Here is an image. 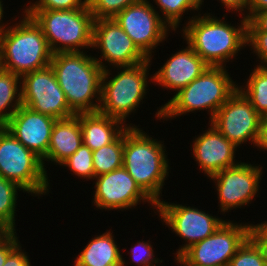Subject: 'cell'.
<instances>
[{"instance_id": "obj_1", "label": "cell", "mask_w": 267, "mask_h": 266, "mask_svg": "<svg viewBox=\"0 0 267 266\" xmlns=\"http://www.w3.org/2000/svg\"><path fill=\"white\" fill-rule=\"evenodd\" d=\"M101 60L81 52L53 54L50 66L65 94L69 108L75 113L98 112L100 103L93 104L98 96L101 101V79L106 66Z\"/></svg>"}, {"instance_id": "obj_2", "label": "cell", "mask_w": 267, "mask_h": 266, "mask_svg": "<svg viewBox=\"0 0 267 266\" xmlns=\"http://www.w3.org/2000/svg\"><path fill=\"white\" fill-rule=\"evenodd\" d=\"M22 20L0 34V67L20 77L49 66L53 56L41 27L27 14Z\"/></svg>"}, {"instance_id": "obj_3", "label": "cell", "mask_w": 267, "mask_h": 266, "mask_svg": "<svg viewBox=\"0 0 267 266\" xmlns=\"http://www.w3.org/2000/svg\"><path fill=\"white\" fill-rule=\"evenodd\" d=\"M137 127L124 131L123 167L157 204L168 170L163 145Z\"/></svg>"}, {"instance_id": "obj_4", "label": "cell", "mask_w": 267, "mask_h": 266, "mask_svg": "<svg viewBox=\"0 0 267 266\" xmlns=\"http://www.w3.org/2000/svg\"><path fill=\"white\" fill-rule=\"evenodd\" d=\"M240 28L214 17L193 18L183 30L187 44L211 67H223L222 62L247 44V22L243 17ZM241 47V48H240Z\"/></svg>"}, {"instance_id": "obj_5", "label": "cell", "mask_w": 267, "mask_h": 266, "mask_svg": "<svg viewBox=\"0 0 267 266\" xmlns=\"http://www.w3.org/2000/svg\"><path fill=\"white\" fill-rule=\"evenodd\" d=\"M238 88L224 67L209 66L158 111L157 117H173L199 109H210L211 120L218 109Z\"/></svg>"}, {"instance_id": "obj_6", "label": "cell", "mask_w": 267, "mask_h": 266, "mask_svg": "<svg viewBox=\"0 0 267 266\" xmlns=\"http://www.w3.org/2000/svg\"><path fill=\"white\" fill-rule=\"evenodd\" d=\"M24 13L41 27L53 54L80 52L79 47H92L95 19L88 4L75 10H25Z\"/></svg>"}, {"instance_id": "obj_7", "label": "cell", "mask_w": 267, "mask_h": 266, "mask_svg": "<svg viewBox=\"0 0 267 266\" xmlns=\"http://www.w3.org/2000/svg\"><path fill=\"white\" fill-rule=\"evenodd\" d=\"M43 161L19 142L4 126L0 127V176L31 194L48 192Z\"/></svg>"}, {"instance_id": "obj_8", "label": "cell", "mask_w": 267, "mask_h": 266, "mask_svg": "<svg viewBox=\"0 0 267 266\" xmlns=\"http://www.w3.org/2000/svg\"><path fill=\"white\" fill-rule=\"evenodd\" d=\"M151 59L134 66H123V71L111 78L109 72L103 70L101 79V101L98 112L120 120L121 122L138 107L146 94L147 69Z\"/></svg>"}, {"instance_id": "obj_9", "label": "cell", "mask_w": 267, "mask_h": 266, "mask_svg": "<svg viewBox=\"0 0 267 266\" xmlns=\"http://www.w3.org/2000/svg\"><path fill=\"white\" fill-rule=\"evenodd\" d=\"M251 226L225 221L212 235L191 245L180 257L191 266H228L237 250L251 236Z\"/></svg>"}, {"instance_id": "obj_10", "label": "cell", "mask_w": 267, "mask_h": 266, "mask_svg": "<svg viewBox=\"0 0 267 266\" xmlns=\"http://www.w3.org/2000/svg\"><path fill=\"white\" fill-rule=\"evenodd\" d=\"M22 105L55 119L76 115L66 101L52 67L35 70L21 76Z\"/></svg>"}, {"instance_id": "obj_11", "label": "cell", "mask_w": 267, "mask_h": 266, "mask_svg": "<svg viewBox=\"0 0 267 266\" xmlns=\"http://www.w3.org/2000/svg\"><path fill=\"white\" fill-rule=\"evenodd\" d=\"M261 120L262 117L238 87L215 113L211 125L238 147L247 139L256 145Z\"/></svg>"}, {"instance_id": "obj_12", "label": "cell", "mask_w": 267, "mask_h": 266, "mask_svg": "<svg viewBox=\"0 0 267 266\" xmlns=\"http://www.w3.org/2000/svg\"><path fill=\"white\" fill-rule=\"evenodd\" d=\"M114 20L149 59L151 49L157 47L168 34V24L147 0L129 5Z\"/></svg>"}, {"instance_id": "obj_13", "label": "cell", "mask_w": 267, "mask_h": 266, "mask_svg": "<svg viewBox=\"0 0 267 266\" xmlns=\"http://www.w3.org/2000/svg\"><path fill=\"white\" fill-rule=\"evenodd\" d=\"M161 218L179 237L188 240V244L178 250L180 256L191 245L212 235L224 222L196 208L168 204L159 201L156 204Z\"/></svg>"}, {"instance_id": "obj_14", "label": "cell", "mask_w": 267, "mask_h": 266, "mask_svg": "<svg viewBox=\"0 0 267 266\" xmlns=\"http://www.w3.org/2000/svg\"><path fill=\"white\" fill-rule=\"evenodd\" d=\"M92 47L100 48L102 58L116 67L134 66L149 60L114 18L94 20Z\"/></svg>"}, {"instance_id": "obj_15", "label": "cell", "mask_w": 267, "mask_h": 266, "mask_svg": "<svg viewBox=\"0 0 267 266\" xmlns=\"http://www.w3.org/2000/svg\"><path fill=\"white\" fill-rule=\"evenodd\" d=\"M261 169L251 164L238 163L210 176L217 181L222 212L245 205L258 192Z\"/></svg>"}, {"instance_id": "obj_16", "label": "cell", "mask_w": 267, "mask_h": 266, "mask_svg": "<svg viewBox=\"0 0 267 266\" xmlns=\"http://www.w3.org/2000/svg\"><path fill=\"white\" fill-rule=\"evenodd\" d=\"M94 204L100 209H128L140 200L156 203L140 188L132 176L122 166L109 173L98 175Z\"/></svg>"}, {"instance_id": "obj_17", "label": "cell", "mask_w": 267, "mask_h": 266, "mask_svg": "<svg viewBox=\"0 0 267 266\" xmlns=\"http://www.w3.org/2000/svg\"><path fill=\"white\" fill-rule=\"evenodd\" d=\"M56 120L21 105L3 126L43 161L48 152Z\"/></svg>"}, {"instance_id": "obj_18", "label": "cell", "mask_w": 267, "mask_h": 266, "mask_svg": "<svg viewBox=\"0 0 267 266\" xmlns=\"http://www.w3.org/2000/svg\"><path fill=\"white\" fill-rule=\"evenodd\" d=\"M211 126L195 139L192 149L199 166L209 177L237 164L233 161L236 146Z\"/></svg>"}, {"instance_id": "obj_19", "label": "cell", "mask_w": 267, "mask_h": 266, "mask_svg": "<svg viewBox=\"0 0 267 266\" xmlns=\"http://www.w3.org/2000/svg\"><path fill=\"white\" fill-rule=\"evenodd\" d=\"M208 67L209 65L188 45L186 49L173 54L152 79L160 86L179 92Z\"/></svg>"}, {"instance_id": "obj_20", "label": "cell", "mask_w": 267, "mask_h": 266, "mask_svg": "<svg viewBox=\"0 0 267 266\" xmlns=\"http://www.w3.org/2000/svg\"><path fill=\"white\" fill-rule=\"evenodd\" d=\"M83 144L79 118L74 115L54 123L47 155L44 159L62 164Z\"/></svg>"}, {"instance_id": "obj_21", "label": "cell", "mask_w": 267, "mask_h": 266, "mask_svg": "<svg viewBox=\"0 0 267 266\" xmlns=\"http://www.w3.org/2000/svg\"><path fill=\"white\" fill-rule=\"evenodd\" d=\"M76 116L82 129L83 143L92 151L114 142L127 129L122 125L120 128V120L100 112L79 113Z\"/></svg>"}, {"instance_id": "obj_22", "label": "cell", "mask_w": 267, "mask_h": 266, "mask_svg": "<svg viewBox=\"0 0 267 266\" xmlns=\"http://www.w3.org/2000/svg\"><path fill=\"white\" fill-rule=\"evenodd\" d=\"M121 261L122 256L112 233L106 232L89 241L77 257L75 266H110Z\"/></svg>"}, {"instance_id": "obj_23", "label": "cell", "mask_w": 267, "mask_h": 266, "mask_svg": "<svg viewBox=\"0 0 267 266\" xmlns=\"http://www.w3.org/2000/svg\"><path fill=\"white\" fill-rule=\"evenodd\" d=\"M20 78L19 75L0 67V126H3L22 105L21 92L18 93L17 86ZM14 100L16 103L12 105ZM10 105L13 110L8 109V112H4Z\"/></svg>"}, {"instance_id": "obj_24", "label": "cell", "mask_w": 267, "mask_h": 266, "mask_svg": "<svg viewBox=\"0 0 267 266\" xmlns=\"http://www.w3.org/2000/svg\"><path fill=\"white\" fill-rule=\"evenodd\" d=\"M124 132L112 143L92 151L95 177L123 166Z\"/></svg>"}, {"instance_id": "obj_25", "label": "cell", "mask_w": 267, "mask_h": 266, "mask_svg": "<svg viewBox=\"0 0 267 266\" xmlns=\"http://www.w3.org/2000/svg\"><path fill=\"white\" fill-rule=\"evenodd\" d=\"M247 89L240 90L250 100L251 105L261 117H267V67L257 66L249 76Z\"/></svg>"}, {"instance_id": "obj_26", "label": "cell", "mask_w": 267, "mask_h": 266, "mask_svg": "<svg viewBox=\"0 0 267 266\" xmlns=\"http://www.w3.org/2000/svg\"><path fill=\"white\" fill-rule=\"evenodd\" d=\"M16 183L0 176V225L8 232H14V216L16 206L17 189Z\"/></svg>"}, {"instance_id": "obj_27", "label": "cell", "mask_w": 267, "mask_h": 266, "mask_svg": "<svg viewBox=\"0 0 267 266\" xmlns=\"http://www.w3.org/2000/svg\"><path fill=\"white\" fill-rule=\"evenodd\" d=\"M228 266H267L262 248L250 236L231 258Z\"/></svg>"}, {"instance_id": "obj_28", "label": "cell", "mask_w": 267, "mask_h": 266, "mask_svg": "<svg viewBox=\"0 0 267 266\" xmlns=\"http://www.w3.org/2000/svg\"><path fill=\"white\" fill-rule=\"evenodd\" d=\"M202 2L203 0H156L157 5L162 10L164 20L169 25L168 27L171 26L174 30L178 26L183 13L188 9H199Z\"/></svg>"}, {"instance_id": "obj_29", "label": "cell", "mask_w": 267, "mask_h": 266, "mask_svg": "<svg viewBox=\"0 0 267 266\" xmlns=\"http://www.w3.org/2000/svg\"><path fill=\"white\" fill-rule=\"evenodd\" d=\"M92 150L84 143L61 165L68 166L74 174L84 178L95 177Z\"/></svg>"}, {"instance_id": "obj_30", "label": "cell", "mask_w": 267, "mask_h": 266, "mask_svg": "<svg viewBox=\"0 0 267 266\" xmlns=\"http://www.w3.org/2000/svg\"><path fill=\"white\" fill-rule=\"evenodd\" d=\"M141 0H87V4L94 19L114 18L129 5Z\"/></svg>"}, {"instance_id": "obj_31", "label": "cell", "mask_w": 267, "mask_h": 266, "mask_svg": "<svg viewBox=\"0 0 267 266\" xmlns=\"http://www.w3.org/2000/svg\"><path fill=\"white\" fill-rule=\"evenodd\" d=\"M86 5L87 0H39L25 10H75Z\"/></svg>"}, {"instance_id": "obj_32", "label": "cell", "mask_w": 267, "mask_h": 266, "mask_svg": "<svg viewBox=\"0 0 267 266\" xmlns=\"http://www.w3.org/2000/svg\"><path fill=\"white\" fill-rule=\"evenodd\" d=\"M250 43L251 48L258 57L265 62L267 66V32L264 31H247V44Z\"/></svg>"}, {"instance_id": "obj_33", "label": "cell", "mask_w": 267, "mask_h": 266, "mask_svg": "<svg viewBox=\"0 0 267 266\" xmlns=\"http://www.w3.org/2000/svg\"><path fill=\"white\" fill-rule=\"evenodd\" d=\"M131 254L132 260H134L135 263L143 266H155L150 264L155 258H153V249L148 242H139L136 247L134 246L132 248Z\"/></svg>"}, {"instance_id": "obj_34", "label": "cell", "mask_w": 267, "mask_h": 266, "mask_svg": "<svg viewBox=\"0 0 267 266\" xmlns=\"http://www.w3.org/2000/svg\"><path fill=\"white\" fill-rule=\"evenodd\" d=\"M16 232H8L0 240V266L6 262L8 254L18 245Z\"/></svg>"}, {"instance_id": "obj_35", "label": "cell", "mask_w": 267, "mask_h": 266, "mask_svg": "<svg viewBox=\"0 0 267 266\" xmlns=\"http://www.w3.org/2000/svg\"><path fill=\"white\" fill-rule=\"evenodd\" d=\"M20 245H17L7 256L3 266H31L26 253L21 252Z\"/></svg>"}, {"instance_id": "obj_36", "label": "cell", "mask_w": 267, "mask_h": 266, "mask_svg": "<svg viewBox=\"0 0 267 266\" xmlns=\"http://www.w3.org/2000/svg\"><path fill=\"white\" fill-rule=\"evenodd\" d=\"M247 31L267 32V11L257 12L247 22Z\"/></svg>"}, {"instance_id": "obj_37", "label": "cell", "mask_w": 267, "mask_h": 266, "mask_svg": "<svg viewBox=\"0 0 267 266\" xmlns=\"http://www.w3.org/2000/svg\"><path fill=\"white\" fill-rule=\"evenodd\" d=\"M248 10L250 13L245 18L250 20L257 12L267 11V0H250Z\"/></svg>"}, {"instance_id": "obj_38", "label": "cell", "mask_w": 267, "mask_h": 266, "mask_svg": "<svg viewBox=\"0 0 267 266\" xmlns=\"http://www.w3.org/2000/svg\"><path fill=\"white\" fill-rule=\"evenodd\" d=\"M256 146L267 149V117H262Z\"/></svg>"}, {"instance_id": "obj_39", "label": "cell", "mask_w": 267, "mask_h": 266, "mask_svg": "<svg viewBox=\"0 0 267 266\" xmlns=\"http://www.w3.org/2000/svg\"><path fill=\"white\" fill-rule=\"evenodd\" d=\"M251 237L254 240H267V222L251 226Z\"/></svg>"}, {"instance_id": "obj_40", "label": "cell", "mask_w": 267, "mask_h": 266, "mask_svg": "<svg viewBox=\"0 0 267 266\" xmlns=\"http://www.w3.org/2000/svg\"><path fill=\"white\" fill-rule=\"evenodd\" d=\"M250 0H221V3L224 4L226 8L230 10L234 9V11H243V8L247 9L249 6Z\"/></svg>"}, {"instance_id": "obj_41", "label": "cell", "mask_w": 267, "mask_h": 266, "mask_svg": "<svg viewBox=\"0 0 267 266\" xmlns=\"http://www.w3.org/2000/svg\"><path fill=\"white\" fill-rule=\"evenodd\" d=\"M262 248L267 263V240H255Z\"/></svg>"}, {"instance_id": "obj_42", "label": "cell", "mask_w": 267, "mask_h": 266, "mask_svg": "<svg viewBox=\"0 0 267 266\" xmlns=\"http://www.w3.org/2000/svg\"><path fill=\"white\" fill-rule=\"evenodd\" d=\"M2 2H1V0H0V21H1V19H2V15H3V7H2V5L3 4H1ZM5 27H4V24L2 25V26H0V34L5 30L4 29Z\"/></svg>"}, {"instance_id": "obj_43", "label": "cell", "mask_w": 267, "mask_h": 266, "mask_svg": "<svg viewBox=\"0 0 267 266\" xmlns=\"http://www.w3.org/2000/svg\"><path fill=\"white\" fill-rule=\"evenodd\" d=\"M8 233L7 230H5L1 225H0V240Z\"/></svg>"}, {"instance_id": "obj_44", "label": "cell", "mask_w": 267, "mask_h": 266, "mask_svg": "<svg viewBox=\"0 0 267 266\" xmlns=\"http://www.w3.org/2000/svg\"><path fill=\"white\" fill-rule=\"evenodd\" d=\"M177 263L183 264V266H191L187 264L180 256L176 257Z\"/></svg>"}, {"instance_id": "obj_45", "label": "cell", "mask_w": 267, "mask_h": 266, "mask_svg": "<svg viewBox=\"0 0 267 266\" xmlns=\"http://www.w3.org/2000/svg\"><path fill=\"white\" fill-rule=\"evenodd\" d=\"M125 262L123 261V258H122V261L120 263H116V264H113V265H110V266H124Z\"/></svg>"}]
</instances>
